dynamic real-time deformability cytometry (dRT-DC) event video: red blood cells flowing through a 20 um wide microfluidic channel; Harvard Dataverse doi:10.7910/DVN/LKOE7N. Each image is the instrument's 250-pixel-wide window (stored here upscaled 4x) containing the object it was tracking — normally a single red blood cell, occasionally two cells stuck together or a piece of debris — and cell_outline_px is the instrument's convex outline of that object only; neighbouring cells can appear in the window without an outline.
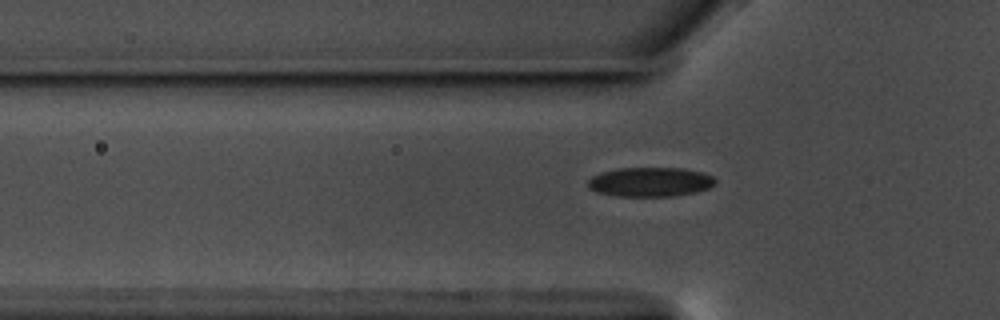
{"species": "common noctule bat (a hibernating species)", "species_latin": "Nyctalus noctula", "temperature_condition": "warm", "stored_images_in_passage": 37, "camera_frame_rate_fps": 3000, "um_per_image_px": 0.085, "animal": {"sex": "male", "body_mass_g": 17.5, "forearm_length_mm": 52.3}, "frame": {"image": 1, "passage_image": 5, "time_ms": 1.333, "image_size_px": [1000, 320], "cell_outline_px": [[716, 184], [708, 188], [696, 192], [672, 196], [616, 196], [596, 192], [588, 188], [588, 180], [592, 176], [600, 172], [620, 168], [684, 168], [704, 172], [712, 176], [716, 180]], "centroid_in_image_um": [55.27, 15.46], "position_along_channel_um": 70.5, "area_um2": 21.96}}
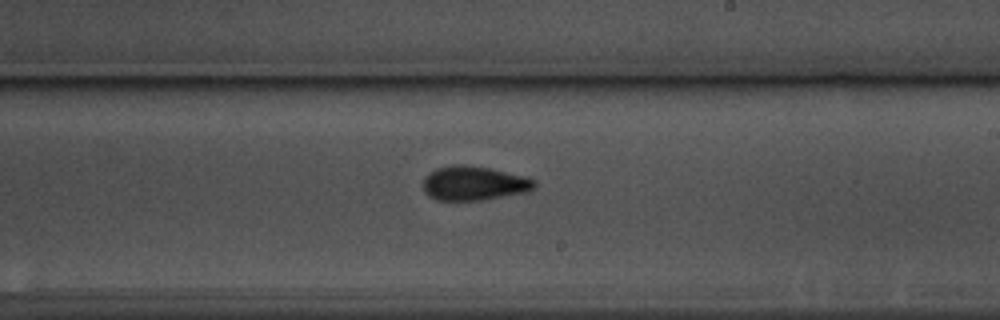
{"frame": {"image": 2, "passage_image": 20, "time_ms": 6.333, "image_size_px": [1000, 320], "cell_outline_px": [[536, 188], [528, 192], [484, 200], [436, 200], [428, 196], [424, 192], [424, 176], [436, 168], [452, 164], [464, 164], [492, 168], [528, 176], [536, 180]], "centroid_in_image_um": [40.33, 15.57], "position_along_channel_um": 248.7, "area_um2": 22.77}}
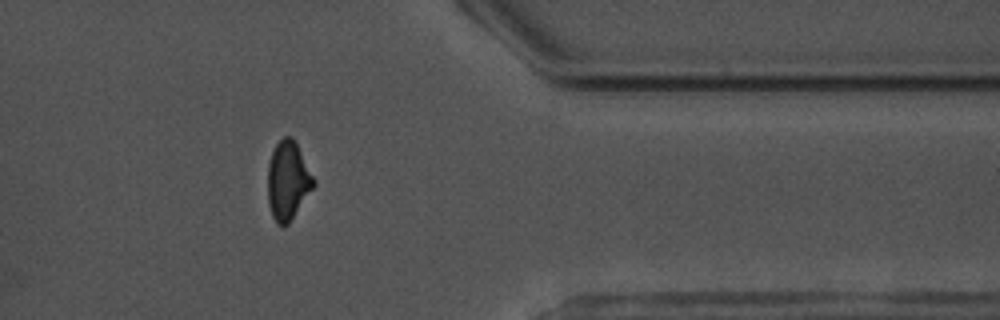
{"frame": {"image": 3, "passage_image": 33, "time_ms": 10.667, "image_size_px": [1000, 320], "cell_outline_px": [[316, 184], [288, 224], [276, 224], [272, 216], [268, 204], [268, 164], [272, 152], [276, 144], [284, 136], [292, 136], [316, 180]], "centroid_in_image_um": [24.47, 15.35], "position_along_channel_um": 386.9, "area_um2": 20.92}, "authors_computed_cell_mechanics": {"area_um2": 21.5016, "velocity_mm_per_s": 3.5679, "shape_relaxation_time_tau1_ms": 3.8721, "shape_relaxation_time_tau2_ms": 3.814, "deformation_change_tau1": 0.112, "deformation_change_tau2": 0.0832}}